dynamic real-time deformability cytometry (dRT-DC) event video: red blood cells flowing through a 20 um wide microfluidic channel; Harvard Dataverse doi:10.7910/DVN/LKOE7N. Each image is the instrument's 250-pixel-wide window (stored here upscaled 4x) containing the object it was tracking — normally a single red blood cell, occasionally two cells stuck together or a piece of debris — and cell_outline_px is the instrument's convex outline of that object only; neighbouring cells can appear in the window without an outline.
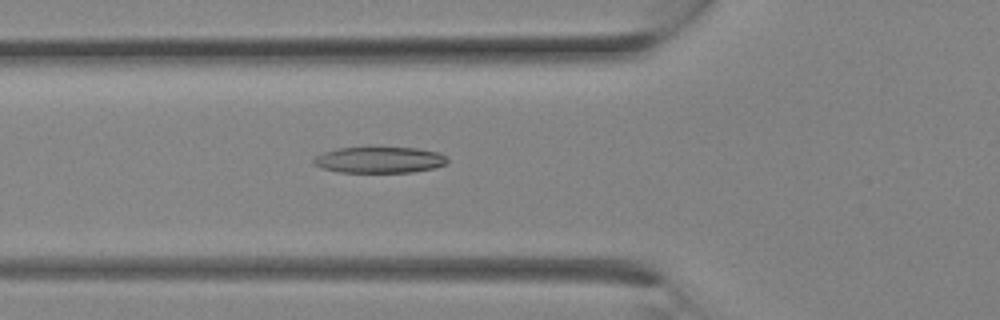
{"species": "Egyptian fruit bat (a non-hibernating species)", "species_latin": "Rousettus aegyptiacus", "temperature_condition": "room temperature", "stored_images_in_passage": 7, "camera_frame_rate_fps": 3000, "um_per_image_px": 0.085, "animal": {"sex": "female"}, "frame": {"image": 1, "passage_image": 2, "time_ms": 0.333, "image_size_px": [1000, 320], "cell_outline_px": [[448, 164], [432, 168], [412, 172], [340, 172], [320, 168], [312, 164], [312, 160], [316, 156], [324, 152], [340, 148], [416, 148], [440, 152], [448, 156]], "centroid_in_image_um": [32.27, 13.6], "position_along_channel_um": 93.5, "area_um2": 20.4}}
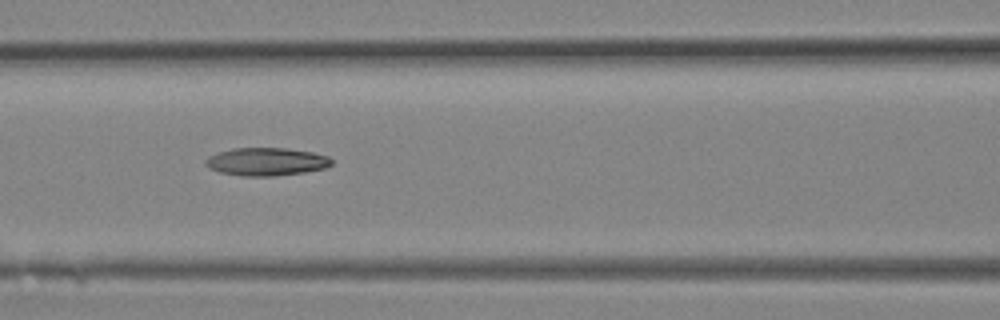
{"frame": {"image": 2, "passage_image": 4, "time_ms": 1.0, "image_size_px": [1000, 320], "cell_outline_px": [[332, 164], [324, 168], [304, 172], [272, 176], [244, 176], [220, 172], [208, 168], [204, 164], [204, 160], [208, 156], [232, 148], [288, 148], [312, 152], [328, 156], [332, 160]], "centroid_in_image_um": [22.61, 13.74], "position_along_channel_um": 144.0, "area_um2": 20.52}}
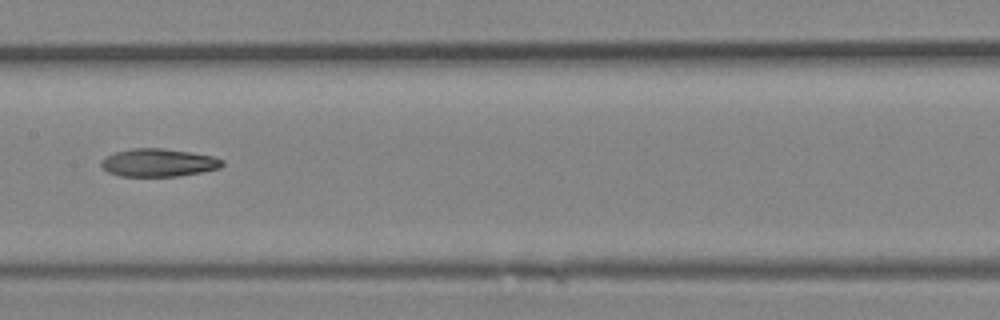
{"frame": {"image": 3, "passage_image": 6, "time_ms": 1.667, "image_size_px": [1000, 320], "cell_outline_px": [[224, 164], [220, 168], [204, 172], [180, 176], [120, 176], [108, 172], [100, 164], [100, 160], [104, 156], [116, 152], [132, 148], [164, 148], [212, 156], [224, 160]], "centroid_in_image_um": [13.47, 13.83], "position_along_channel_um": 193.9, "area_um2": 19.83}}